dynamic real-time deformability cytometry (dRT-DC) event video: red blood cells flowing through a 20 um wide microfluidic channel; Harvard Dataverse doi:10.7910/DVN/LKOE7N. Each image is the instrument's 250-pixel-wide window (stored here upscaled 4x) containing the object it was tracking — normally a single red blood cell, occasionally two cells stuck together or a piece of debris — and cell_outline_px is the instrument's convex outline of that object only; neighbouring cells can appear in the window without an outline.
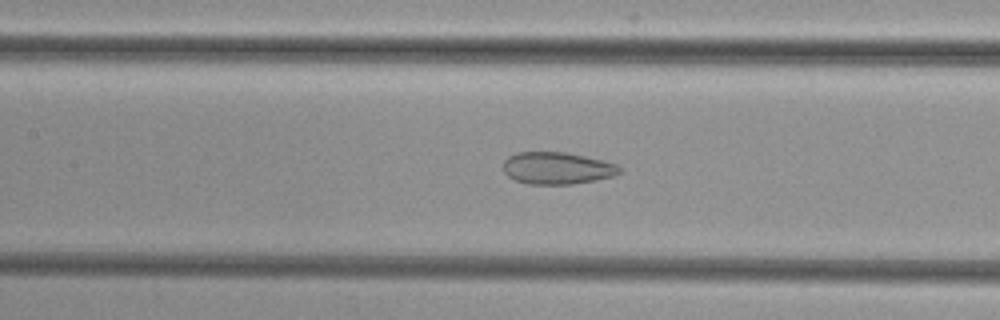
{"species": "common noctule bat (a hibernating species)", "species_latin": "Nyctalus noctula", "temperature_condition": "cold", "stored_images_in_passage": 40, "camera_frame_rate_fps": 3000, "um_per_image_px": 0.085, "animal": {"sex": "female", "body_mass_g": 29.2, "forearm_length_mm": 56.3}, "frame": {"image": 1, "passage_image": 23, "time_ms": 7.333, "image_size_px": [1000, 320], "cell_outline_px": [[620, 172], [612, 176], [596, 180], [572, 184], [528, 184], [516, 180], [508, 176], [504, 172], [504, 160], [508, 156], [516, 152], [564, 152], [604, 160], [616, 164], [620, 168]], "centroid_in_image_um": [47.33, 14.29], "position_along_channel_um": 160.1, "area_um2": 21.68}}
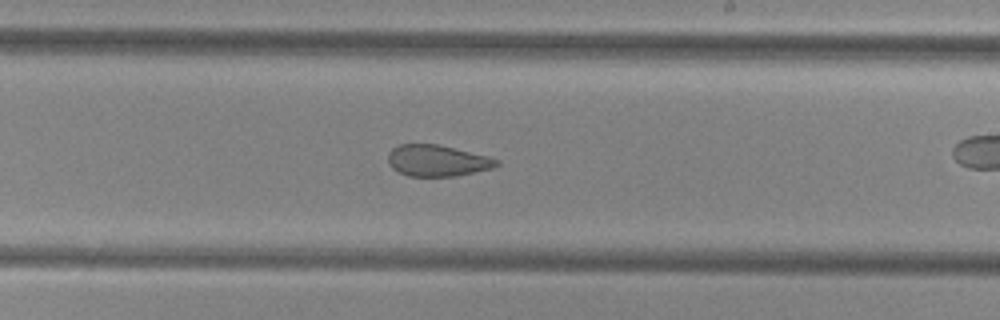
{"frame": {"image": 2, "passage_image": 30, "time_ms": 9.667, "image_size_px": [1000, 320], "cell_outline_px": [[500, 164], [492, 168], [456, 176], [408, 176], [392, 168], [388, 164], [388, 152], [392, 148], [400, 144], [436, 144], [488, 156], [500, 160]], "centroid_in_image_um": [37.15, 13.65], "position_along_channel_um": 251.8, "area_um2": 19.77}}
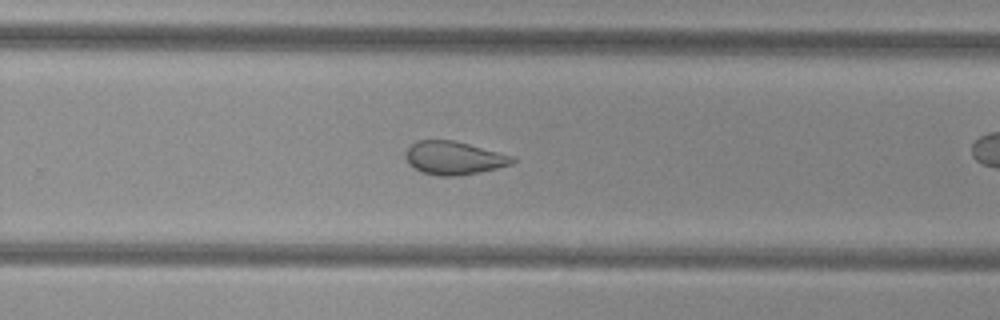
{"frame": {"image": 3, "passage_image": 33, "time_ms": 10.667, "image_size_px": [1000, 320], "cell_outline_px": [[516, 160], [512, 164], [480, 172], [456, 176], [436, 176], [420, 172], [408, 164], [404, 156], [404, 152], [416, 140], [452, 140], [516, 156]], "centroid_in_image_um": [38.56, 13.43], "position_along_channel_um": 291.2, "area_um2": 20.92}}